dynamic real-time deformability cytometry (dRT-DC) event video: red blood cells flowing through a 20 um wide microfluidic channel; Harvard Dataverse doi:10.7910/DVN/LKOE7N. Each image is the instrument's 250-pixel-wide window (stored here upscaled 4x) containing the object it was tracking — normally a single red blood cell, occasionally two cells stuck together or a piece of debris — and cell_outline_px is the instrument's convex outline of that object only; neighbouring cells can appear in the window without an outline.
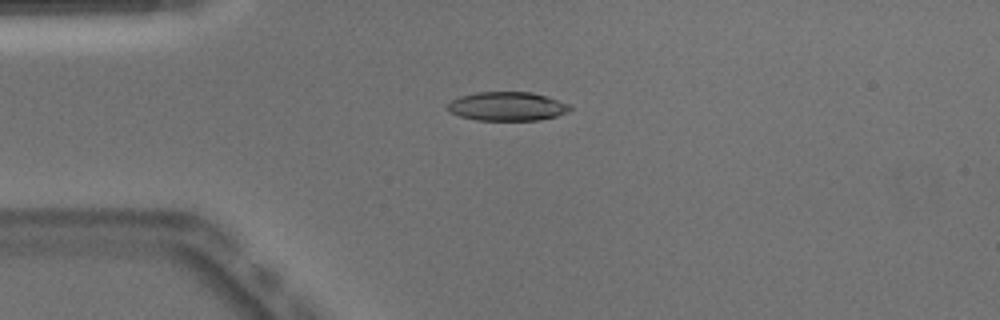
{"species": "Egyptian fruit bat (a non-hibernating species)", "species_latin": "Rousettus aegyptiacus", "temperature_condition": "warm", "stored_images_in_passage": 39, "camera_frame_rate_fps": 3000, "um_per_image_px": 0.085, "animal": {"sex": "male"}, "frame": {"image": 1, "passage_image": 1, "time_ms": 0.0, "image_size_px": [1000, 320], "cell_outline_px": [[572, 108], [568, 112], [556, 116], [540, 120], [476, 120], [460, 116], [448, 112], [448, 104], [452, 100], [460, 96], [476, 92], [532, 92], [568, 104]], "centroid_in_image_um": [43.08, 9.04], "position_along_channel_um": 41.9, "area_um2": 20.46}}
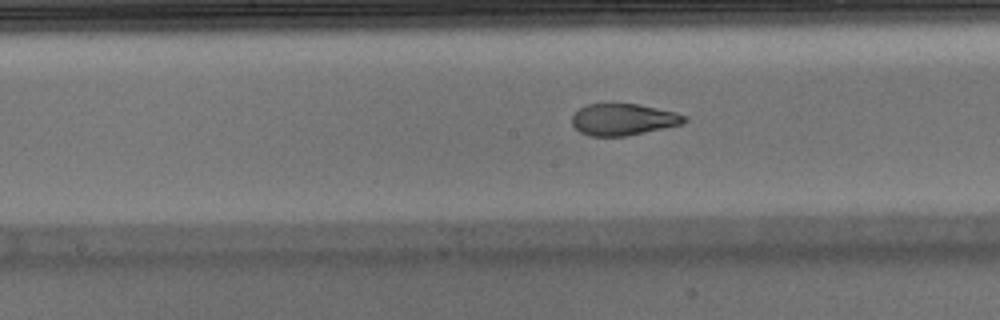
{"frame": {"image": 2, "passage_image": 14, "time_ms": 4.333, "image_size_px": [1000, 320], "cell_outline_px": [[688, 120], [680, 124], [628, 136], [588, 136], [580, 132], [572, 124], [572, 116], [580, 108], [588, 104], [636, 104], [676, 112], [688, 116]], "centroid_in_image_um": [52.98, 10.16], "position_along_channel_um": 195.2, "area_um2": 20.58}}
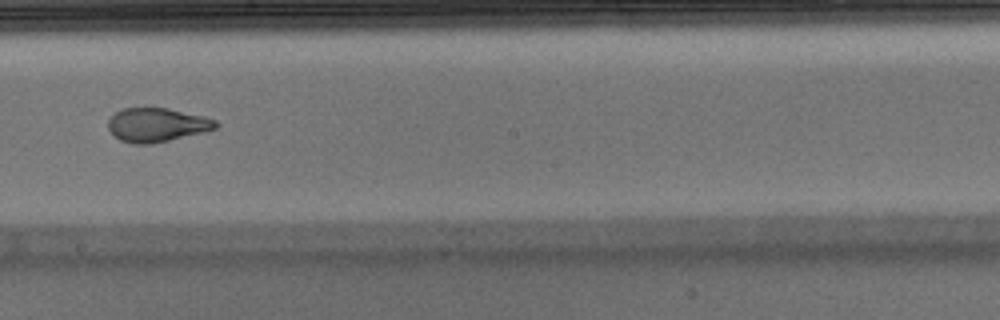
{"frame": {"image": 3, "passage_image": 17, "time_ms": 5.333, "image_size_px": [1000, 320], "cell_outline_px": [[220, 124], [216, 128], [204, 132], [152, 144], [132, 144], [120, 140], [108, 128], [108, 120], [120, 108], [168, 108], [204, 116], [216, 120]], "centroid_in_image_um": [13.35, 10.61], "position_along_channel_um": 234.9, "area_um2": 21.27}, "authors_computed_cell_mechanics": {"area_um2": 21.8484, "velocity_mm_per_s": 3.9793, "shape_relaxation_time_tau1_ms": 7.1401, "shape_relaxation_time_tau2_ms": 1.0843, "deformation_change_tau1": 0.273, "deformation_change_tau2": 0.0673}}